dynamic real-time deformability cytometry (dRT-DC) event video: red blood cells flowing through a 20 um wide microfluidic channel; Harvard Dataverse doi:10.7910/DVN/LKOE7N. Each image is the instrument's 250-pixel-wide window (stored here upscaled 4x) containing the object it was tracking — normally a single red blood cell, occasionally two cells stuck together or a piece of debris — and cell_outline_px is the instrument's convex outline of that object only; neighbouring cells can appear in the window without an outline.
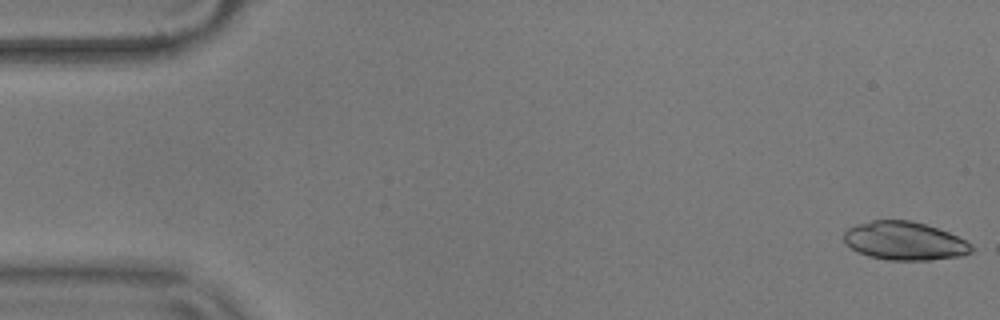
{"species": "common noctule bat (a hibernating species)", "species_latin": "Nyctalus noctula", "temperature_condition": "warm", "stored_images_in_passage": 13, "camera_frame_rate_fps": 3000, "um_per_image_px": 0.085, "animal": {"sex": "male", "body_mass_g": 17.9}, "frame": {"image": 1, "passage_image": 1, "time_ms": 0.0, "image_size_px": [1000, 320], "cell_outline_px": [[976, 248], [972, 252], [960, 256], [932, 260], [888, 260], [868, 256], [856, 252], [844, 240], [844, 232], [848, 228], [856, 224], [872, 220], [912, 220], [948, 232], [972, 244]], "centroid_in_image_um": [76.89, 20.48], "position_along_channel_um": 8.1, "area_um2": 28.61}}